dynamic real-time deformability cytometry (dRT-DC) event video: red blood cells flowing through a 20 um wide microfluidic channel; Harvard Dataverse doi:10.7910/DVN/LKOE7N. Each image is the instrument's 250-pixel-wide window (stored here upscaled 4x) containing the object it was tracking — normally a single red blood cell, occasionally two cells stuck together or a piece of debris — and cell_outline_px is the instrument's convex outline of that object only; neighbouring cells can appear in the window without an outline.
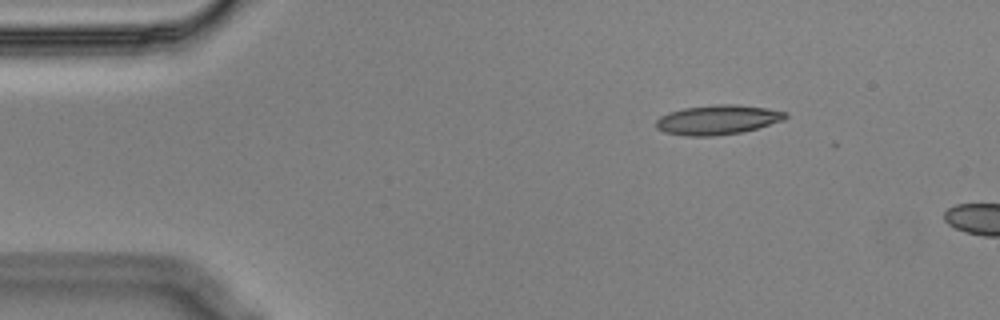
{"species": "Egyptian fruit bat (a non-hibernating species)", "species_latin": "Rousettus aegyptiacus", "temperature_condition": "cold", "stored_images_in_passage": 2, "camera_frame_rate_fps": 3000, "um_per_image_px": 0.085, "animal": {"sex": "male"}, "frame": {"image": 1, "passage_image": 1, "time_ms": 0.0, "image_size_px": [1000, 320], "cell_outline_px": [[788, 116], [784, 120], [756, 128], [740, 132], [716, 136], [684, 136], [664, 132], [656, 128], [656, 120], [660, 116], [668, 112], [684, 108], [716, 104], [736, 104], [768, 108], [788, 112]], "centroid_in_image_um": [60.99, 10.18], "position_along_channel_um": 24.0, "area_um2": 22.43}}